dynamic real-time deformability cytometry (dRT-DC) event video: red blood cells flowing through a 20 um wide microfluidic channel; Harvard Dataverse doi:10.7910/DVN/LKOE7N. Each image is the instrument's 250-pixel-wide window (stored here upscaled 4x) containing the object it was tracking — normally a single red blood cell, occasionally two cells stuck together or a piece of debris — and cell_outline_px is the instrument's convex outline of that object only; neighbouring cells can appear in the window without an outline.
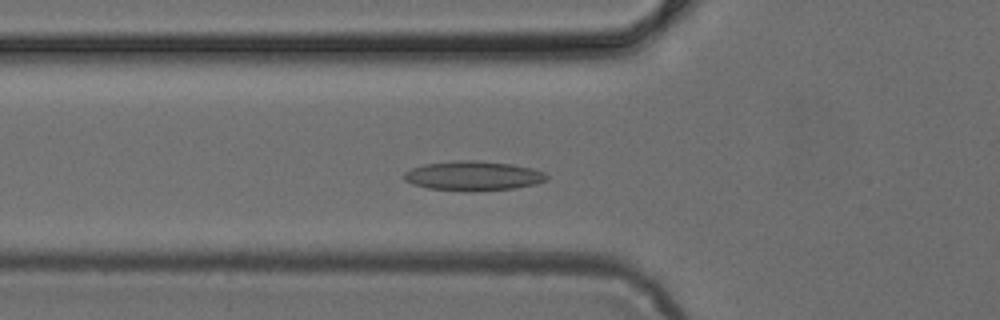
{"species": "common noctule bat (a hibernating species)", "species_latin": "Nyctalus noctula", "temperature_condition": "cold", "stored_images_in_passage": 42, "camera_frame_rate_fps": 3000, "um_per_image_px": 0.085, "animal": {"sex": "female", "body_mass_g": 24.6, "forearm_length_mm": 56.2}, "frame": {"image": 1, "passage_image": 9, "time_ms": 2.667, "image_size_px": [1000, 320], "cell_outline_px": [[548, 180], [536, 184], [512, 188], [472, 192], [428, 188], [412, 184], [404, 180], [404, 172], [412, 168], [424, 164], [456, 160], [476, 160], [512, 164], [532, 168], [544, 172], [548, 176]], "centroid_in_image_um": [40.22, 14.95], "position_along_channel_um": 85.6, "area_um2": 24.68}}
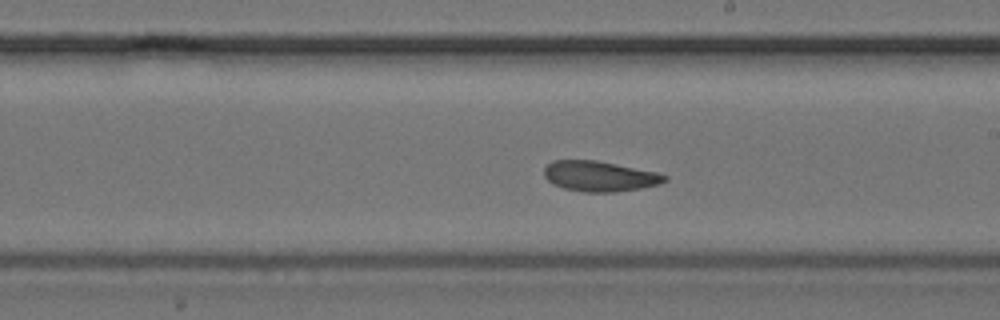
{"frame": {"image": 2, "passage_image": 20, "time_ms": 6.333, "image_size_px": [1000, 320], "cell_outline_px": [[668, 180], [660, 184], [640, 188], [616, 192], [584, 192], [564, 188], [552, 184], [544, 176], [544, 168], [552, 160], [596, 160], [656, 172], [668, 176]], "centroid_in_image_um": [50.96, 14.98], "position_along_channel_um": 238.0, "area_um2": 21.33}}
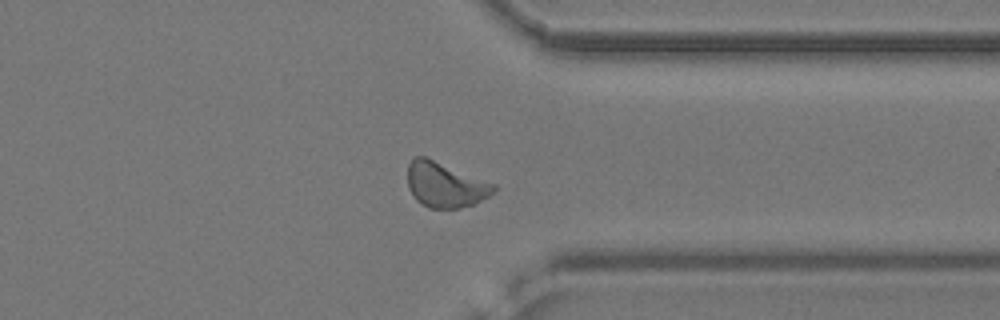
{"frame": {"image": 3, "passage_image": 30, "time_ms": 9.667, "image_size_px": [1000, 320], "cell_outline_px": [[496, 192], [476, 204], [460, 208], [428, 208], [416, 200], [412, 196], [408, 188], [408, 164], [416, 156], [424, 156], [496, 184]], "centroid_in_image_um": [37.86, 15.73], "position_along_channel_um": 373.5, "area_um2": 22.77}}